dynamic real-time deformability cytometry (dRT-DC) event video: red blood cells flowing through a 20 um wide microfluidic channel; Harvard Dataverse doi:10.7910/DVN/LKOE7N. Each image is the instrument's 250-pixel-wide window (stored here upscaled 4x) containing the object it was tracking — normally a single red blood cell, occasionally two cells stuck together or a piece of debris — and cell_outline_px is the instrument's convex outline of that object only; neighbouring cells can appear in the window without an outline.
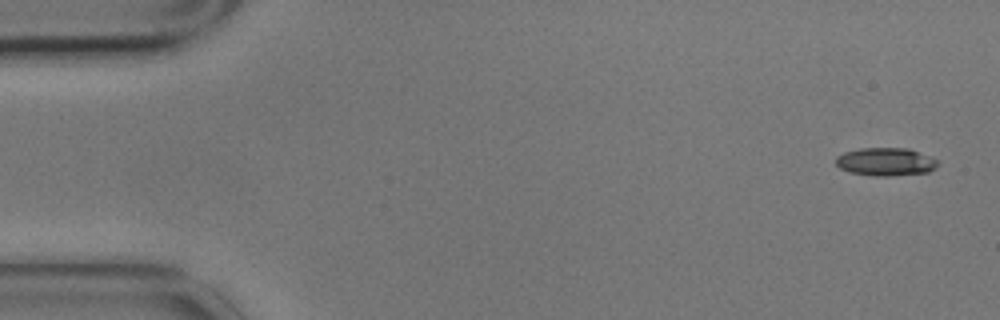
{"species": "common noctule bat (a hibernating species)", "species_latin": "Nyctalus noctula", "temperature_condition": "cold", "stored_images_in_passage": 5, "camera_frame_rate_fps": 3000, "um_per_image_px": 0.085, "animal": {"sex": "male", "body_mass_g": 17.9}, "frame": {"image": 1, "passage_image": 1, "time_ms": 0.0, "image_size_px": [1000, 320], "cell_outline_px": [[940, 164], [936, 168], [928, 172], [888, 176], [876, 176], [848, 172], [840, 168], [836, 164], [836, 156], [844, 152], [860, 148], [908, 148], [940, 160]], "centroid_in_image_um": [75.31, 13.75], "position_along_channel_um": 9.7, "area_um2": 16.82}}
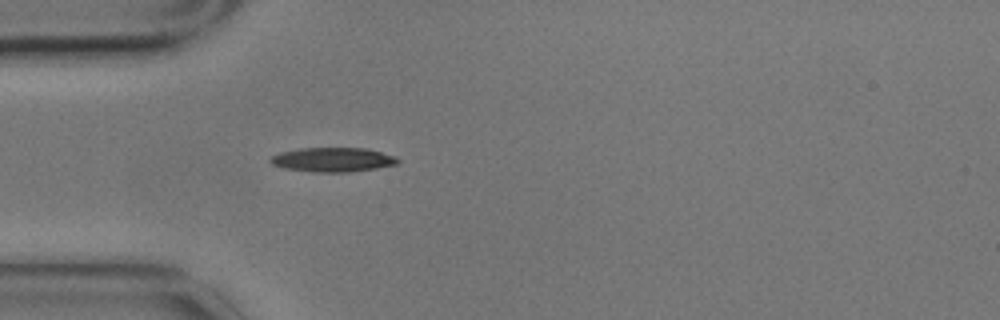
{"frame": {"image": 2, "passage_image": 5, "time_ms": 1.333, "image_size_px": [1000, 320], "cell_outline_px": [[400, 160], [396, 164], [376, 168], [348, 172], [312, 172], [284, 168], [272, 164], [268, 160], [272, 156], [280, 152], [300, 148], [364, 148], [396, 156]], "centroid_in_image_um": [28.26, 13.57], "position_along_channel_um": 56.7, "area_um2": 17.98}}